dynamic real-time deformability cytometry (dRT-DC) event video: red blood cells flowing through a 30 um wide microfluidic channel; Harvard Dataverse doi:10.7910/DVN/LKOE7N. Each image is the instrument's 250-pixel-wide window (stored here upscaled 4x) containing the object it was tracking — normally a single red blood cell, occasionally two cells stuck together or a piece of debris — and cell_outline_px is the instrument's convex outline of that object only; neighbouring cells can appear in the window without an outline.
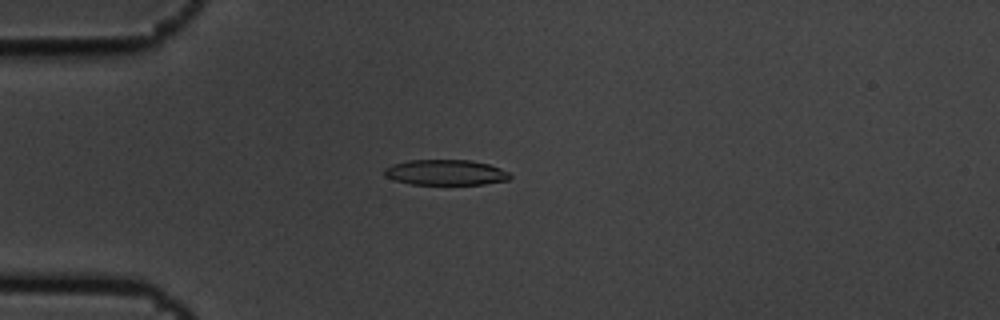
{"species": "common noctule bat (a hibernating species)", "species_latin": "Nyctalus noctula", "temperature_condition": "cold", "stored_images_in_passage": 5, "camera_frame_rate_fps": 3000, "um_per_image_px": 0.085, "animal": {"sex": "male", "body_mass_g": 19.5, "forearm_length_mm": 54.6}, "frame": {"image": 1, "passage_image": 3, "time_ms": 0.667, "image_size_px": [1000, 320], "cell_outline_px": [[512, 176], [508, 180], [484, 184], [412, 184], [396, 180], [384, 176], [384, 168], [392, 164], [408, 160], [468, 160], [488, 164], [500, 168], [508, 172]], "centroid_in_image_um": [37.87, 14.65], "position_along_channel_um": 47.1, "area_um2": 18.55}}
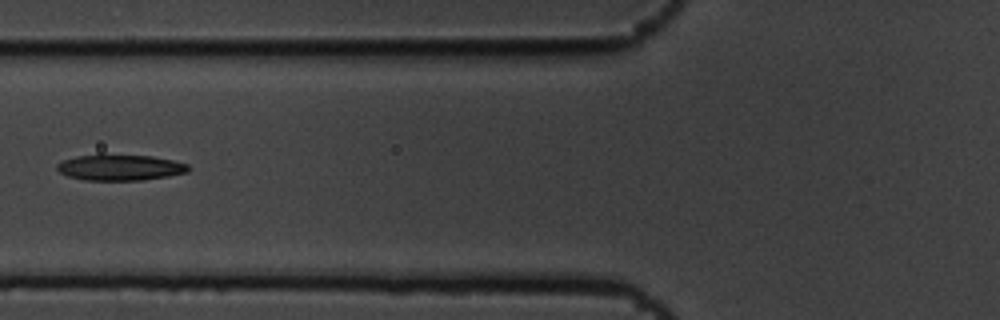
{"frame": {"image": 2, "passage_image": 5, "time_ms": 1.333, "image_size_px": [1000, 320], "cell_outline_px": [[188, 172], [168, 176], [144, 180], [84, 180], [68, 176], [60, 172], [56, 168], [56, 164], [64, 160], [76, 156], [100, 152], [104, 152], [152, 156], [172, 160], [188, 164]], "centroid_in_image_um": [10.17, 14.2], "position_along_channel_um": 115.6, "area_um2": 20.46}}